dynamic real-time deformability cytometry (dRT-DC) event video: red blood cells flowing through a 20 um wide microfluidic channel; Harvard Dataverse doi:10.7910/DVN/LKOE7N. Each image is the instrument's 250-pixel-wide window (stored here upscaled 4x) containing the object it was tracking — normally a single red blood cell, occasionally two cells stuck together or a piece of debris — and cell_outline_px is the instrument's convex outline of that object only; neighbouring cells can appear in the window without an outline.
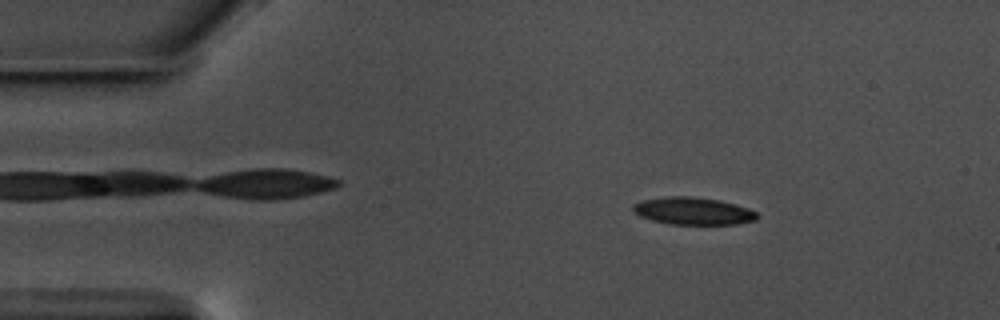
{"species": "common noctule bat (a hibernating species)", "species_latin": "Nyctalus noctula", "temperature_condition": "warm", "stored_images_in_passage": 57, "camera_frame_rate_fps": 3000, "um_per_image_px": 0.085, "animal": {"sex": "male", "body_mass_g": 17.5, "forearm_length_mm": 52.3}, "frame": {"image": 1, "passage_image": 9, "time_ms": 2.667, "image_size_px": [1000, 320], "cell_outline_px": [[760, 216], [756, 220], [736, 224], [668, 224], [652, 220], [640, 216], [632, 208], [632, 204], [644, 200], [668, 196], [692, 196], [720, 200], [736, 204], [748, 208], [756, 212]], "centroid_in_image_um": [58.95, 17.93], "position_along_channel_um": 26.1, "area_um2": 19.83}}
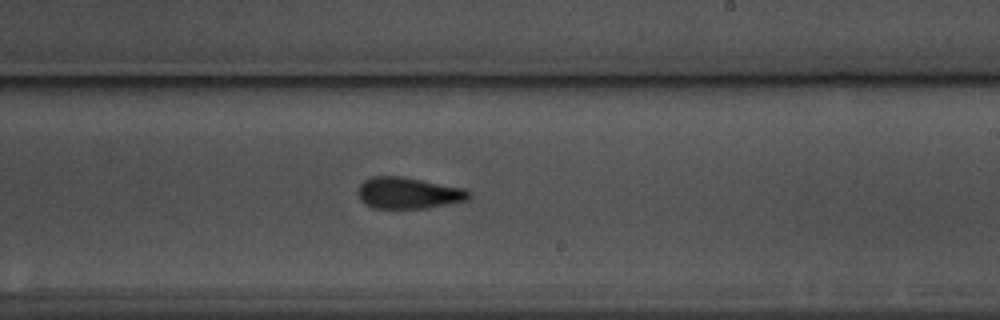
{"frame": {"image": 2, "passage_image": 34, "time_ms": 11.0, "image_size_px": [1000, 320], "cell_outline_px": [[468, 200], [424, 208], [372, 208], [364, 204], [360, 200], [356, 192], [360, 184], [364, 180], [372, 176], [400, 176], [464, 188], [468, 192]], "centroid_in_image_um": [34.62, 16.4], "position_along_channel_um": 254.4, "area_um2": 20.17}}
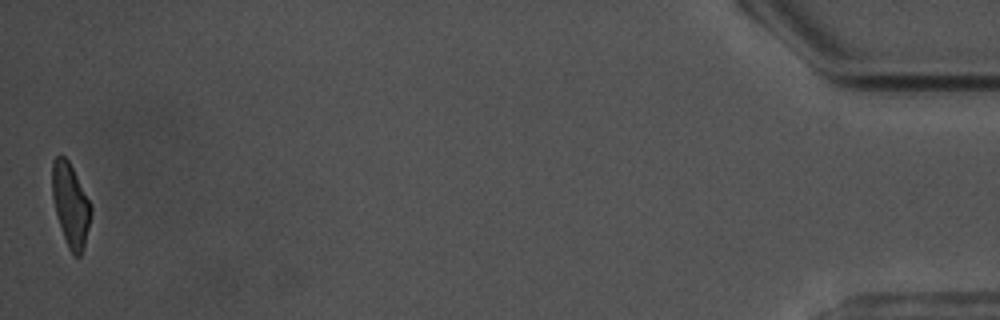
{"frame": {"image": 3, "passage_image": 57, "time_ms": 18.667, "image_size_px": [1000, 320], "cell_outline_px": [[92, 212], [84, 248], [80, 256], [72, 256], [68, 248], [56, 212], [52, 196], [52, 160], [56, 156], [64, 156], [68, 160], [92, 208]], "centroid_in_image_um": [5.99, 17.44], "position_along_channel_um": 429.2, "area_um2": 18.44}, "authors_computed_cell_mechanics": {"area_um2": 20.1722, "velocity_mm_per_s": 3.5417, "shape_relaxation_time_tau1_ms": 3.9993, "shape_relaxation_time_tau2_ms": 2.2883, "deformation_change_tau1": 0.1617, "deformation_change_tau2": 0.0976}}